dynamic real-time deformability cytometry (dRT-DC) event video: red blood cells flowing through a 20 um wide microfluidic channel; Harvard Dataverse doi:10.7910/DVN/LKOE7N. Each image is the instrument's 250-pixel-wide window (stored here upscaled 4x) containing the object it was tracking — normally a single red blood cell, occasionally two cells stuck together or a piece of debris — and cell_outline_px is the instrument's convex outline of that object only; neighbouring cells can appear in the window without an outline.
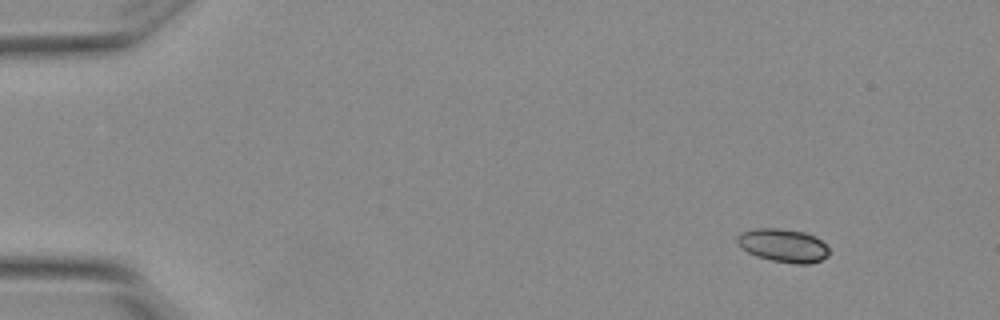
{"species": "Egyptian fruit bat (a non-hibernating species)", "species_latin": "Rousettus aegyptiacus", "temperature_condition": "warm", "stored_images_in_passage": 4, "camera_frame_rate_fps": 3000, "um_per_image_px": 0.085, "animal": {"sex": "female"}, "frame": {"image": 1, "passage_image": 1, "time_ms": 0.0, "image_size_px": [1000, 320], "cell_outline_px": [[828, 256], [820, 260], [808, 264], [796, 264], [772, 260], [756, 256], [748, 252], [736, 240], [736, 236], [740, 232], [756, 228], [780, 228], [804, 232], [820, 240], [828, 248]], "centroid_in_image_um": [66.55, 20.86], "position_along_channel_um": 18.4, "area_um2": 17.63}}
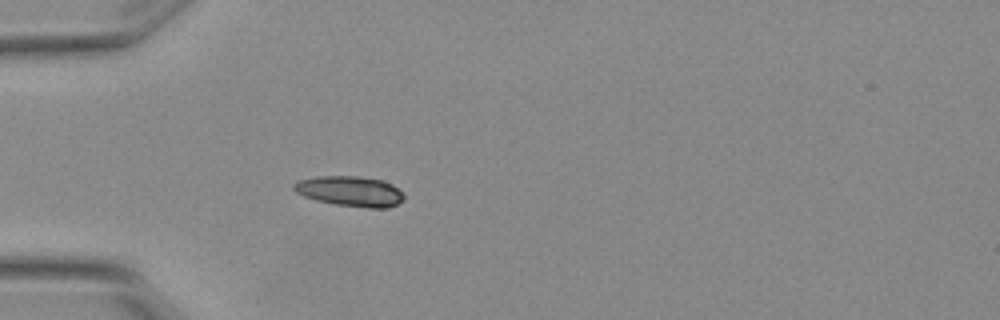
{"frame": {"image": 2, "passage_image": 4, "time_ms": 1.0, "image_size_px": [1000, 320], "cell_outline_px": [[404, 200], [388, 208], [368, 208], [336, 204], [316, 200], [304, 196], [296, 192], [292, 188], [292, 184], [300, 180], [316, 176], [356, 176], [384, 180], [392, 184], [404, 196]], "centroid_in_image_um": [29.75, 16.25], "position_along_channel_um": 55.2, "area_um2": 19.36}}